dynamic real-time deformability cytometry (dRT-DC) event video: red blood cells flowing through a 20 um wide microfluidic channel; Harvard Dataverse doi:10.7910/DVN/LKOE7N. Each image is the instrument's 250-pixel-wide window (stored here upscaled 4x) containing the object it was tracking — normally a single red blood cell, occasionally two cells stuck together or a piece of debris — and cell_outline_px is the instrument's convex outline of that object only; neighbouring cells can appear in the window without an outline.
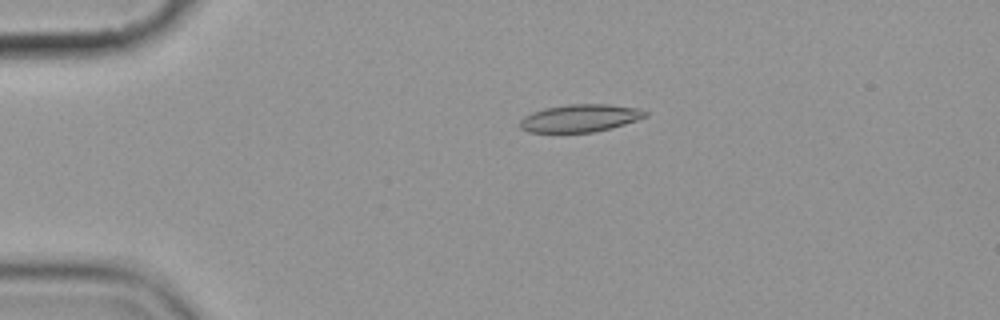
{"species": "common noctule bat (a hibernating species)", "species_latin": "Nyctalus noctula", "temperature_condition": "cold", "stored_images_in_passage": 5, "camera_frame_rate_fps": 3000, "um_per_image_px": 0.085, "animal": {"sex": "female", "body_mass_g": 19.9}, "frame": {"image": 1, "passage_image": 3, "time_ms": 3.333, "image_size_px": [1000, 320], "cell_outline_px": [[648, 116], [612, 128], [592, 132], [528, 132], [520, 128], [520, 120], [524, 116], [532, 112], [544, 108], [568, 104], [608, 104], [640, 108], [648, 112]], "centroid_in_image_um": [49.32, 10.03], "position_along_channel_um": 35.7, "area_um2": 20.23}}
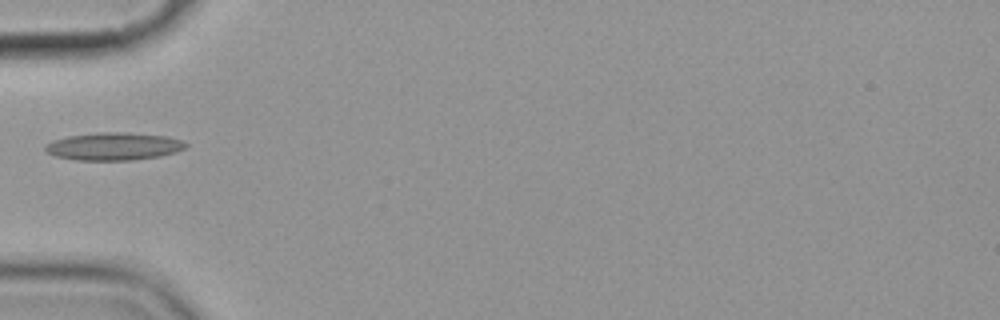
{"frame": {"image": 2, "passage_image": 5, "time_ms": 5.667, "image_size_px": [1000, 320], "cell_outline_px": [[188, 144], [184, 148], [176, 152], [160, 156], [132, 160], [76, 160], [56, 156], [48, 152], [44, 148], [44, 144], [52, 140], [68, 136], [100, 132], [124, 132], [168, 136], [180, 140]], "centroid_in_image_um": [9.65, 12.44], "position_along_channel_um": 75.3, "area_um2": 22.66}}